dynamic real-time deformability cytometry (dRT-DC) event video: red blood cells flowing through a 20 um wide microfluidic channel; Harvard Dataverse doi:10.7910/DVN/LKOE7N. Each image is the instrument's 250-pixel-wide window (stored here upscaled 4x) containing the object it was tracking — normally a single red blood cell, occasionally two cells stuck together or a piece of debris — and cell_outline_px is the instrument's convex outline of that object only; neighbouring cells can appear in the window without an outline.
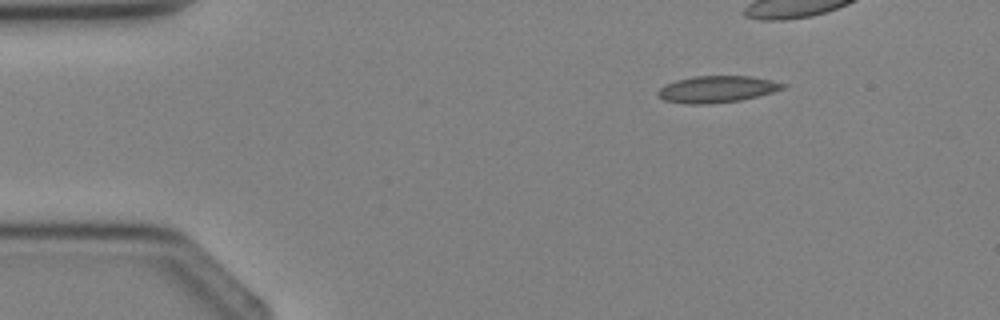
{"species": "Egyptian fruit bat (a non-hibernating species)", "species_latin": "Rousettus aegyptiacus", "temperature_condition": "cold", "stored_images_in_passage": 4, "segment_of_instrument_passage": [1, 2], "camera_frame_rate_fps": 3000, "um_per_image_px": 0.085, "animal": {"sex": "female"}, "frame": {"image": 1, "passage_image": 1, "time_ms": 0.0, "image_size_px": [1000, 320], "cell_outline_px": [[788, 84], [784, 88], [772, 92], [740, 100], [708, 104], [684, 104], [664, 100], [656, 96], [656, 92], [664, 84], [676, 80], [696, 76], [752, 76], [772, 80]], "centroid_in_image_um": [60.9, 7.58], "position_along_channel_um": 24.1, "area_um2": 19.54}}